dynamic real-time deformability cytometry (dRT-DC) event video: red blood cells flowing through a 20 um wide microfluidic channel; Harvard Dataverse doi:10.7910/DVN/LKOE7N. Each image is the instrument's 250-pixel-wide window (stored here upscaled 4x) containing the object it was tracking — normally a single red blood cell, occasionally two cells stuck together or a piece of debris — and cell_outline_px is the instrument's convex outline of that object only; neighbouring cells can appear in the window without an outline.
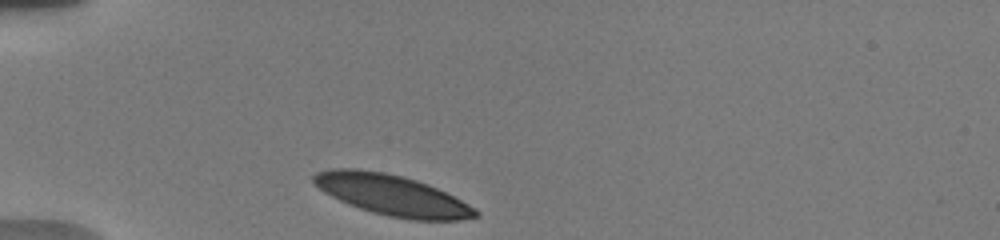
{"species": "human", "species_latin": "Homo sapiens", "temperature_condition": "warm", "stored_images_in_passage": 29, "camera_frame_rate_fps": 3000, "um_per_image_px": 0.085, "donor": {"sex": "male"}, "frame": {"image": 1, "passage_image": 1, "time_ms": 0.0, "image_size_px": [1000, 240], "cell_outline_px": [[480, 216], [460, 220], [408, 220], [388, 216], [372, 212], [348, 204], [324, 192], [312, 180], [312, 176], [316, 172], [328, 168], [356, 168], [384, 172], [404, 176], [428, 184], [476, 208], [480, 212]], "centroid_in_image_um": [33.32, 16.58], "position_along_channel_um": 51.7, "area_um2": 38.38}}
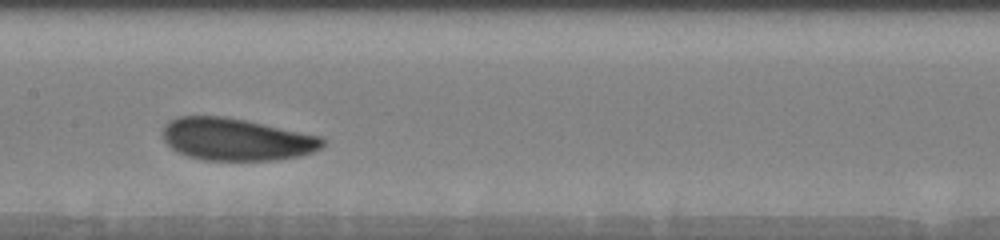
{"frame": {"image": 2, "passage_image": 14, "time_ms": 4.333, "image_size_px": [1000, 240], "cell_outline_px": [[324, 144], [320, 148], [312, 152], [300, 156], [276, 160], [204, 160], [188, 156], [176, 152], [164, 140], [164, 124], [168, 120], [176, 116], [224, 116], [244, 120], [320, 136], [324, 140]], "centroid_in_image_um": [20.05, 11.84], "position_along_channel_um": 187.4, "area_um2": 39.25}}
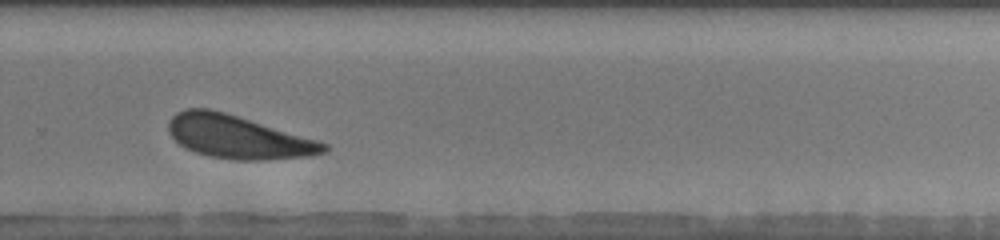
{"frame": {"image": 3, "passage_image": 23, "time_ms": 7.667, "image_size_px": [1000, 240], "cell_outline_px": [[328, 152], [308, 156], [268, 160], [232, 160], [208, 156], [184, 148], [168, 132], [168, 120], [176, 112], [184, 108], [212, 108], [320, 140], [328, 144]], "centroid_in_image_um": [20.24, 11.63], "position_along_channel_um": 309.6, "area_um2": 39.59}, "authors_computed_cell_mechanics": {"area_um2": 39.2462, "velocity_mm_per_s": 3.6764, "shape_relaxation_time_tau1_ms": 1.6672, "shape_relaxation_time_tau2_ms": 6.7801, "deformation_change_tau1": 0.0863, "deformation_change_tau2": 0.1579}}